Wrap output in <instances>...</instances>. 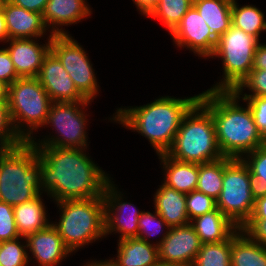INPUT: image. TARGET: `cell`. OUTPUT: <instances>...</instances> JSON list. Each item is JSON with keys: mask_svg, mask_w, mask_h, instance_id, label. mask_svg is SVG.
<instances>
[{"mask_svg": "<svg viewBox=\"0 0 266 266\" xmlns=\"http://www.w3.org/2000/svg\"><path fill=\"white\" fill-rule=\"evenodd\" d=\"M27 250L39 266H57L71 255L61 236L52 224L26 238Z\"/></svg>", "mask_w": 266, "mask_h": 266, "instance_id": "cell-17", "label": "cell"}, {"mask_svg": "<svg viewBox=\"0 0 266 266\" xmlns=\"http://www.w3.org/2000/svg\"><path fill=\"white\" fill-rule=\"evenodd\" d=\"M9 39H37L46 35L47 27L42 14L28 11L8 0H1Z\"/></svg>", "mask_w": 266, "mask_h": 266, "instance_id": "cell-18", "label": "cell"}, {"mask_svg": "<svg viewBox=\"0 0 266 266\" xmlns=\"http://www.w3.org/2000/svg\"><path fill=\"white\" fill-rule=\"evenodd\" d=\"M153 197L155 210L170 228L190 223L186 210L185 193L178 192L162 183Z\"/></svg>", "mask_w": 266, "mask_h": 266, "instance_id": "cell-20", "label": "cell"}, {"mask_svg": "<svg viewBox=\"0 0 266 266\" xmlns=\"http://www.w3.org/2000/svg\"><path fill=\"white\" fill-rule=\"evenodd\" d=\"M50 51L59 59L78 92L89 101L97 97L99 84L84 48L70 34L52 35Z\"/></svg>", "mask_w": 266, "mask_h": 266, "instance_id": "cell-11", "label": "cell"}, {"mask_svg": "<svg viewBox=\"0 0 266 266\" xmlns=\"http://www.w3.org/2000/svg\"><path fill=\"white\" fill-rule=\"evenodd\" d=\"M114 181H110L104 189L105 204V236L113 232L120 233L119 240L138 237V221L143 211L134 204L124 201V197ZM128 210V211H127Z\"/></svg>", "mask_w": 266, "mask_h": 266, "instance_id": "cell-12", "label": "cell"}, {"mask_svg": "<svg viewBox=\"0 0 266 266\" xmlns=\"http://www.w3.org/2000/svg\"><path fill=\"white\" fill-rule=\"evenodd\" d=\"M246 88L250 91L249 94L243 92ZM233 92L238 97L266 96V70L252 69Z\"/></svg>", "mask_w": 266, "mask_h": 266, "instance_id": "cell-34", "label": "cell"}, {"mask_svg": "<svg viewBox=\"0 0 266 266\" xmlns=\"http://www.w3.org/2000/svg\"><path fill=\"white\" fill-rule=\"evenodd\" d=\"M116 259L118 266H152L159 260L158 246L138 238L118 240Z\"/></svg>", "mask_w": 266, "mask_h": 266, "instance_id": "cell-23", "label": "cell"}, {"mask_svg": "<svg viewBox=\"0 0 266 266\" xmlns=\"http://www.w3.org/2000/svg\"><path fill=\"white\" fill-rule=\"evenodd\" d=\"M152 266H175L173 264H169L167 262H163V261H160L158 260L155 264H153Z\"/></svg>", "mask_w": 266, "mask_h": 266, "instance_id": "cell-48", "label": "cell"}, {"mask_svg": "<svg viewBox=\"0 0 266 266\" xmlns=\"http://www.w3.org/2000/svg\"><path fill=\"white\" fill-rule=\"evenodd\" d=\"M89 100L78 102H52L44 128L52 126L56 133L45 138H32L28 141L33 146H52L57 148H87L88 132L85 108ZM83 107V108H82ZM57 135V136H56ZM36 140V141H35Z\"/></svg>", "mask_w": 266, "mask_h": 266, "instance_id": "cell-9", "label": "cell"}, {"mask_svg": "<svg viewBox=\"0 0 266 266\" xmlns=\"http://www.w3.org/2000/svg\"><path fill=\"white\" fill-rule=\"evenodd\" d=\"M232 160V158L223 157L217 161L199 164L196 190L217 200L223 187L224 169Z\"/></svg>", "mask_w": 266, "mask_h": 266, "instance_id": "cell-27", "label": "cell"}, {"mask_svg": "<svg viewBox=\"0 0 266 266\" xmlns=\"http://www.w3.org/2000/svg\"><path fill=\"white\" fill-rule=\"evenodd\" d=\"M231 266H266V246L254 242L239 228L231 236Z\"/></svg>", "mask_w": 266, "mask_h": 266, "instance_id": "cell-25", "label": "cell"}, {"mask_svg": "<svg viewBox=\"0 0 266 266\" xmlns=\"http://www.w3.org/2000/svg\"><path fill=\"white\" fill-rule=\"evenodd\" d=\"M199 101L212 115L217 143L224 157L242 159L266 144L249 106H240L241 99L233 91L206 90L200 93Z\"/></svg>", "mask_w": 266, "mask_h": 266, "instance_id": "cell-2", "label": "cell"}, {"mask_svg": "<svg viewBox=\"0 0 266 266\" xmlns=\"http://www.w3.org/2000/svg\"><path fill=\"white\" fill-rule=\"evenodd\" d=\"M0 101H7V86L0 82Z\"/></svg>", "mask_w": 266, "mask_h": 266, "instance_id": "cell-47", "label": "cell"}, {"mask_svg": "<svg viewBox=\"0 0 266 266\" xmlns=\"http://www.w3.org/2000/svg\"><path fill=\"white\" fill-rule=\"evenodd\" d=\"M37 147L41 161V191L53 201L103 197L112 180L87 155V148Z\"/></svg>", "mask_w": 266, "mask_h": 266, "instance_id": "cell-1", "label": "cell"}, {"mask_svg": "<svg viewBox=\"0 0 266 266\" xmlns=\"http://www.w3.org/2000/svg\"><path fill=\"white\" fill-rule=\"evenodd\" d=\"M86 0H48L42 13L44 24L52 35L69 34L62 26L77 24L92 13ZM61 26V27H60ZM60 29H59V28Z\"/></svg>", "mask_w": 266, "mask_h": 266, "instance_id": "cell-19", "label": "cell"}, {"mask_svg": "<svg viewBox=\"0 0 266 266\" xmlns=\"http://www.w3.org/2000/svg\"><path fill=\"white\" fill-rule=\"evenodd\" d=\"M241 230L254 242L266 246V219H249Z\"/></svg>", "mask_w": 266, "mask_h": 266, "instance_id": "cell-40", "label": "cell"}, {"mask_svg": "<svg viewBox=\"0 0 266 266\" xmlns=\"http://www.w3.org/2000/svg\"><path fill=\"white\" fill-rule=\"evenodd\" d=\"M264 13L255 5L239 6L236 0L232 1L231 24L235 28L256 37L259 40L261 32L266 31Z\"/></svg>", "mask_w": 266, "mask_h": 266, "instance_id": "cell-28", "label": "cell"}, {"mask_svg": "<svg viewBox=\"0 0 266 266\" xmlns=\"http://www.w3.org/2000/svg\"><path fill=\"white\" fill-rule=\"evenodd\" d=\"M216 208V200L198 190L186 194V210L190 221Z\"/></svg>", "mask_w": 266, "mask_h": 266, "instance_id": "cell-36", "label": "cell"}, {"mask_svg": "<svg viewBox=\"0 0 266 266\" xmlns=\"http://www.w3.org/2000/svg\"><path fill=\"white\" fill-rule=\"evenodd\" d=\"M256 187L248 166L233 159L224 169L223 187L216 207L241 228L252 216Z\"/></svg>", "mask_w": 266, "mask_h": 266, "instance_id": "cell-10", "label": "cell"}, {"mask_svg": "<svg viewBox=\"0 0 266 266\" xmlns=\"http://www.w3.org/2000/svg\"><path fill=\"white\" fill-rule=\"evenodd\" d=\"M41 195L42 193L32 200L13 206L16 227L20 237L26 238L51 224Z\"/></svg>", "mask_w": 266, "mask_h": 266, "instance_id": "cell-24", "label": "cell"}, {"mask_svg": "<svg viewBox=\"0 0 266 266\" xmlns=\"http://www.w3.org/2000/svg\"><path fill=\"white\" fill-rule=\"evenodd\" d=\"M192 266H231V237L217 243L202 244Z\"/></svg>", "mask_w": 266, "mask_h": 266, "instance_id": "cell-30", "label": "cell"}, {"mask_svg": "<svg viewBox=\"0 0 266 266\" xmlns=\"http://www.w3.org/2000/svg\"><path fill=\"white\" fill-rule=\"evenodd\" d=\"M259 40L243 30L230 26L220 37L210 58L222 60V79L209 91H233L250 73Z\"/></svg>", "mask_w": 266, "mask_h": 266, "instance_id": "cell-8", "label": "cell"}, {"mask_svg": "<svg viewBox=\"0 0 266 266\" xmlns=\"http://www.w3.org/2000/svg\"><path fill=\"white\" fill-rule=\"evenodd\" d=\"M202 244L228 240L238 229L218 208L190 221Z\"/></svg>", "mask_w": 266, "mask_h": 266, "instance_id": "cell-21", "label": "cell"}, {"mask_svg": "<svg viewBox=\"0 0 266 266\" xmlns=\"http://www.w3.org/2000/svg\"><path fill=\"white\" fill-rule=\"evenodd\" d=\"M13 206L0 201V242L18 238Z\"/></svg>", "mask_w": 266, "mask_h": 266, "instance_id": "cell-37", "label": "cell"}, {"mask_svg": "<svg viewBox=\"0 0 266 266\" xmlns=\"http://www.w3.org/2000/svg\"><path fill=\"white\" fill-rule=\"evenodd\" d=\"M163 233L161 239L154 242L159 260L175 266H192L202 245L193 226L189 223Z\"/></svg>", "mask_w": 266, "mask_h": 266, "instance_id": "cell-13", "label": "cell"}, {"mask_svg": "<svg viewBox=\"0 0 266 266\" xmlns=\"http://www.w3.org/2000/svg\"><path fill=\"white\" fill-rule=\"evenodd\" d=\"M192 5L193 0H159L148 17L161 21L170 34Z\"/></svg>", "mask_w": 266, "mask_h": 266, "instance_id": "cell-29", "label": "cell"}, {"mask_svg": "<svg viewBox=\"0 0 266 266\" xmlns=\"http://www.w3.org/2000/svg\"><path fill=\"white\" fill-rule=\"evenodd\" d=\"M166 154L176 160L203 164L223 158L210 111L198 100L183 117Z\"/></svg>", "mask_w": 266, "mask_h": 266, "instance_id": "cell-5", "label": "cell"}, {"mask_svg": "<svg viewBox=\"0 0 266 266\" xmlns=\"http://www.w3.org/2000/svg\"><path fill=\"white\" fill-rule=\"evenodd\" d=\"M37 78L53 102L86 101L51 51L44 57Z\"/></svg>", "mask_w": 266, "mask_h": 266, "instance_id": "cell-15", "label": "cell"}, {"mask_svg": "<svg viewBox=\"0 0 266 266\" xmlns=\"http://www.w3.org/2000/svg\"><path fill=\"white\" fill-rule=\"evenodd\" d=\"M23 142L13 128L7 101H0V149L12 148Z\"/></svg>", "mask_w": 266, "mask_h": 266, "instance_id": "cell-35", "label": "cell"}, {"mask_svg": "<svg viewBox=\"0 0 266 266\" xmlns=\"http://www.w3.org/2000/svg\"><path fill=\"white\" fill-rule=\"evenodd\" d=\"M20 77L14 68L11 56L6 48L0 49V82L5 86L11 85Z\"/></svg>", "mask_w": 266, "mask_h": 266, "instance_id": "cell-39", "label": "cell"}, {"mask_svg": "<svg viewBox=\"0 0 266 266\" xmlns=\"http://www.w3.org/2000/svg\"><path fill=\"white\" fill-rule=\"evenodd\" d=\"M250 219H266V192H257L255 206Z\"/></svg>", "mask_w": 266, "mask_h": 266, "instance_id": "cell-42", "label": "cell"}, {"mask_svg": "<svg viewBox=\"0 0 266 266\" xmlns=\"http://www.w3.org/2000/svg\"><path fill=\"white\" fill-rule=\"evenodd\" d=\"M9 39L8 31L6 28V22L2 7L0 6V42L7 43Z\"/></svg>", "mask_w": 266, "mask_h": 266, "instance_id": "cell-45", "label": "cell"}, {"mask_svg": "<svg viewBox=\"0 0 266 266\" xmlns=\"http://www.w3.org/2000/svg\"><path fill=\"white\" fill-rule=\"evenodd\" d=\"M84 266H118L112 259L100 260V261H89Z\"/></svg>", "mask_w": 266, "mask_h": 266, "instance_id": "cell-46", "label": "cell"}, {"mask_svg": "<svg viewBox=\"0 0 266 266\" xmlns=\"http://www.w3.org/2000/svg\"><path fill=\"white\" fill-rule=\"evenodd\" d=\"M20 239L25 241L22 243V241H19ZM27 249L26 239L24 237L0 242V265L27 266L29 260H32L30 259L32 257H29L30 253Z\"/></svg>", "mask_w": 266, "mask_h": 266, "instance_id": "cell-31", "label": "cell"}, {"mask_svg": "<svg viewBox=\"0 0 266 266\" xmlns=\"http://www.w3.org/2000/svg\"><path fill=\"white\" fill-rule=\"evenodd\" d=\"M248 166L257 192H266V144L242 158Z\"/></svg>", "mask_w": 266, "mask_h": 266, "instance_id": "cell-32", "label": "cell"}, {"mask_svg": "<svg viewBox=\"0 0 266 266\" xmlns=\"http://www.w3.org/2000/svg\"><path fill=\"white\" fill-rule=\"evenodd\" d=\"M16 6L42 14L48 0H8Z\"/></svg>", "mask_w": 266, "mask_h": 266, "instance_id": "cell-41", "label": "cell"}, {"mask_svg": "<svg viewBox=\"0 0 266 266\" xmlns=\"http://www.w3.org/2000/svg\"><path fill=\"white\" fill-rule=\"evenodd\" d=\"M233 0H193V6L200 13L213 34L218 38L232 25Z\"/></svg>", "mask_w": 266, "mask_h": 266, "instance_id": "cell-26", "label": "cell"}, {"mask_svg": "<svg viewBox=\"0 0 266 266\" xmlns=\"http://www.w3.org/2000/svg\"><path fill=\"white\" fill-rule=\"evenodd\" d=\"M199 96H161L143 106L118 108L110 120L144 136L157 155L165 154L173 144L183 117Z\"/></svg>", "mask_w": 266, "mask_h": 266, "instance_id": "cell-3", "label": "cell"}, {"mask_svg": "<svg viewBox=\"0 0 266 266\" xmlns=\"http://www.w3.org/2000/svg\"><path fill=\"white\" fill-rule=\"evenodd\" d=\"M170 35L175 46L185 47L206 59L211 57L217 43V37L193 5Z\"/></svg>", "mask_w": 266, "mask_h": 266, "instance_id": "cell-14", "label": "cell"}, {"mask_svg": "<svg viewBox=\"0 0 266 266\" xmlns=\"http://www.w3.org/2000/svg\"><path fill=\"white\" fill-rule=\"evenodd\" d=\"M239 98L247 102L246 104L252 112L254 123L262 138L266 141V96Z\"/></svg>", "mask_w": 266, "mask_h": 266, "instance_id": "cell-38", "label": "cell"}, {"mask_svg": "<svg viewBox=\"0 0 266 266\" xmlns=\"http://www.w3.org/2000/svg\"><path fill=\"white\" fill-rule=\"evenodd\" d=\"M52 102L37 77L19 78L7 87L11 122L24 142L44 126Z\"/></svg>", "mask_w": 266, "mask_h": 266, "instance_id": "cell-7", "label": "cell"}, {"mask_svg": "<svg viewBox=\"0 0 266 266\" xmlns=\"http://www.w3.org/2000/svg\"><path fill=\"white\" fill-rule=\"evenodd\" d=\"M59 222H51L71 253L105 237L104 198L56 202Z\"/></svg>", "mask_w": 266, "mask_h": 266, "instance_id": "cell-6", "label": "cell"}, {"mask_svg": "<svg viewBox=\"0 0 266 266\" xmlns=\"http://www.w3.org/2000/svg\"><path fill=\"white\" fill-rule=\"evenodd\" d=\"M48 37L45 44L38 43L35 38L7 40L9 46H6V49L20 78L38 76L44 57L50 51L52 34Z\"/></svg>", "mask_w": 266, "mask_h": 266, "instance_id": "cell-16", "label": "cell"}, {"mask_svg": "<svg viewBox=\"0 0 266 266\" xmlns=\"http://www.w3.org/2000/svg\"><path fill=\"white\" fill-rule=\"evenodd\" d=\"M164 228L169 230L170 227L167 225L165 220L157 213L155 210L153 213L143 211L138 221V239L144 240L148 243H152L154 241H150L149 237L155 236L162 231Z\"/></svg>", "mask_w": 266, "mask_h": 266, "instance_id": "cell-33", "label": "cell"}, {"mask_svg": "<svg viewBox=\"0 0 266 266\" xmlns=\"http://www.w3.org/2000/svg\"><path fill=\"white\" fill-rule=\"evenodd\" d=\"M158 157L163 165L165 185L185 194L196 190L199 164L179 161L169 157L166 153Z\"/></svg>", "mask_w": 266, "mask_h": 266, "instance_id": "cell-22", "label": "cell"}, {"mask_svg": "<svg viewBox=\"0 0 266 266\" xmlns=\"http://www.w3.org/2000/svg\"><path fill=\"white\" fill-rule=\"evenodd\" d=\"M252 69L266 70V44L265 43L259 42V44L256 46Z\"/></svg>", "mask_w": 266, "mask_h": 266, "instance_id": "cell-43", "label": "cell"}, {"mask_svg": "<svg viewBox=\"0 0 266 266\" xmlns=\"http://www.w3.org/2000/svg\"><path fill=\"white\" fill-rule=\"evenodd\" d=\"M29 142L0 149V201L16 206L41 192V161Z\"/></svg>", "mask_w": 266, "mask_h": 266, "instance_id": "cell-4", "label": "cell"}, {"mask_svg": "<svg viewBox=\"0 0 266 266\" xmlns=\"http://www.w3.org/2000/svg\"><path fill=\"white\" fill-rule=\"evenodd\" d=\"M133 4L137 6V9L140 14L148 17L152 11L156 8L159 3V0H132Z\"/></svg>", "mask_w": 266, "mask_h": 266, "instance_id": "cell-44", "label": "cell"}]
</instances>
